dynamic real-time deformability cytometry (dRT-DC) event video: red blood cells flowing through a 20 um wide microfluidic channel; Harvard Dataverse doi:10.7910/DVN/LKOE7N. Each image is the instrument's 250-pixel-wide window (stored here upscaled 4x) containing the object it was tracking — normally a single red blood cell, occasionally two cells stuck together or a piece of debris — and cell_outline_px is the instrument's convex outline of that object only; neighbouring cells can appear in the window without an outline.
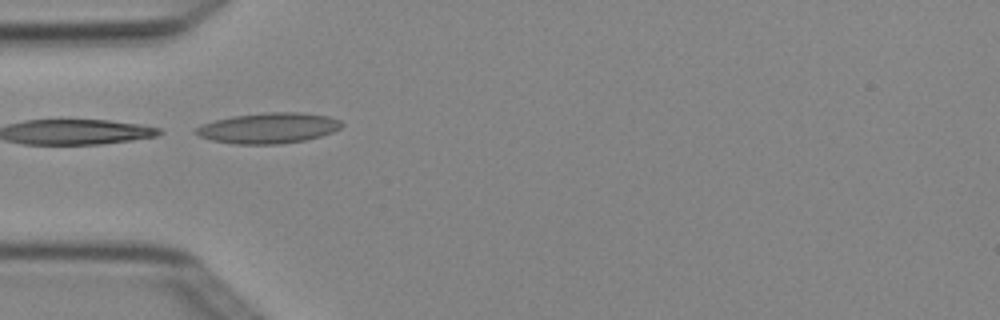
{"species": "Egyptian fruit bat (a non-hibernating species)", "species_latin": "Rousettus aegyptiacus", "temperature_condition": "cold", "stored_images_in_passage": 6, "camera_frame_rate_fps": 3000, "um_per_image_px": 0.085, "animal": {"sex": "female"}, "frame": {"image": 1, "passage_image": 4, "time_ms": 1.0, "image_size_px": [1000, 320], "cell_outline_px": [[344, 124], [340, 128], [332, 132], [320, 136], [304, 140], [280, 144], [236, 144], [212, 140], [200, 136], [192, 132], [200, 124], [232, 116], [264, 112], [300, 112], [328, 116], [340, 120]], "centroid_in_image_um": [22.81, 10.88], "position_along_channel_um": 62.2, "area_um2": 26.01}}
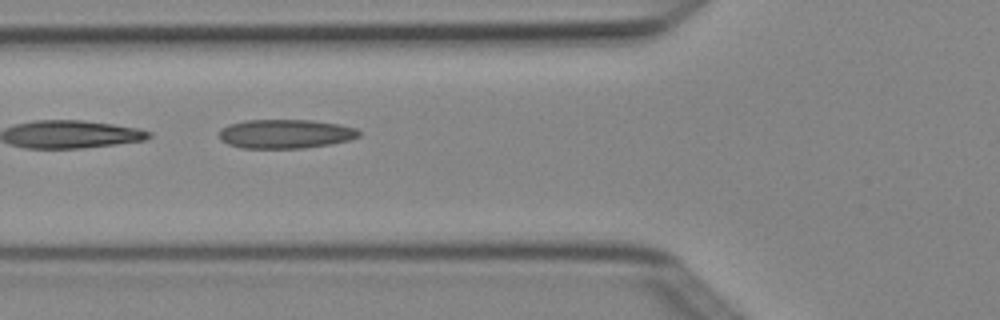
{"frame": {"image": 2, "passage_image": 5, "time_ms": 1.333, "image_size_px": [1000, 320], "cell_outline_px": [[360, 136], [348, 140], [332, 144], [304, 148], [240, 148], [228, 144], [220, 140], [220, 128], [228, 124], [244, 120], [312, 120], [340, 124], [356, 128], [360, 132]], "centroid_in_image_um": [24.25, 11.37], "position_along_channel_um": 101.5, "area_um2": 23.87}}
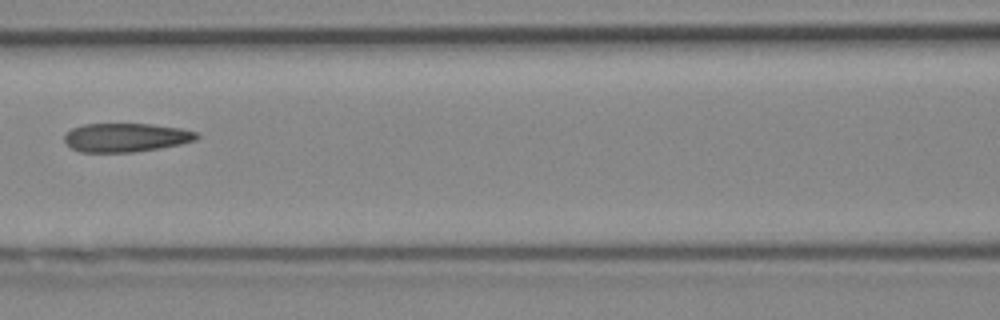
{"frame": {"image": 3, "passage_image": 6, "time_ms": 1.667, "image_size_px": [1000, 320], "cell_outline_px": [[200, 136], [196, 140], [180, 144], [160, 148], [132, 152], [80, 152], [72, 148], [64, 140], [64, 132], [72, 128], [84, 124], [152, 124], [180, 128], [196, 132]], "centroid_in_image_um": [10.69, 11.68], "position_along_channel_um": 155.9, "area_um2": 22.2}}